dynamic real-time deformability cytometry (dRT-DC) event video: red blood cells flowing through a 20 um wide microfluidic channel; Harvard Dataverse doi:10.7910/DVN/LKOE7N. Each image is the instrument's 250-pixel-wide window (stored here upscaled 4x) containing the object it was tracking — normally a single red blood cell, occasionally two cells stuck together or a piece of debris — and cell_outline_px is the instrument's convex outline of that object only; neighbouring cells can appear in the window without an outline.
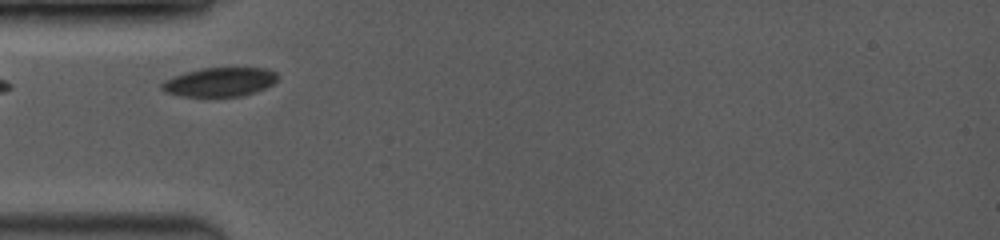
{"species": "common noctule bat (a hibernating species)", "species_latin": "Nyctalus noctula", "temperature_condition": "room temperature", "stored_images_in_passage": 14, "camera_frame_rate_fps": 3500, "um_per_image_px": 0.085, "animal": {"sex": "female", "body_mass_g": 19.0, "forearm_length_mm": 53.3}, "frame": {"image": 1, "passage_image": 1, "time_ms": 0.0, "image_size_px": [1000, 240], "cell_outline_px": [[276, 80], [272, 84], [264, 88], [244, 96], [184, 96], [168, 92], [160, 88], [160, 84], [164, 80], [200, 68], [264, 68], [276, 72]], "centroid_in_image_um": [18.68, 6.97], "position_along_channel_um": 66.3, "area_um2": 19.19}}
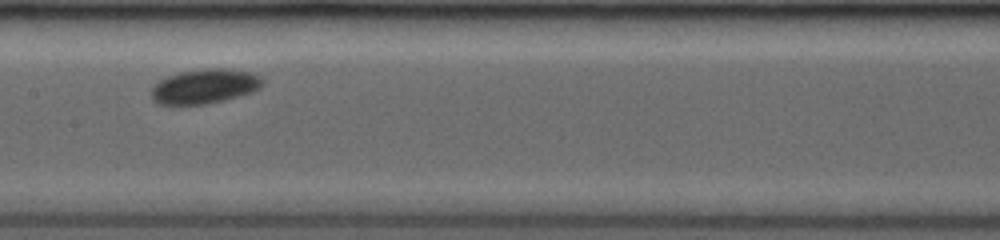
{"frame": {"image": 2, "passage_image": 7, "time_ms": 3.143, "image_size_px": [1000, 240], "cell_outline_px": [[264, 84], [260, 88], [252, 92], [224, 100], [204, 104], [156, 104], [152, 100], [152, 88], [160, 80], [168, 76], [180, 72], [204, 68], [228, 68], [248, 72], [260, 76], [264, 80]], "centroid_in_image_um": [17.42, 7.33], "position_along_channel_um": 190.0, "area_um2": 22.37}}
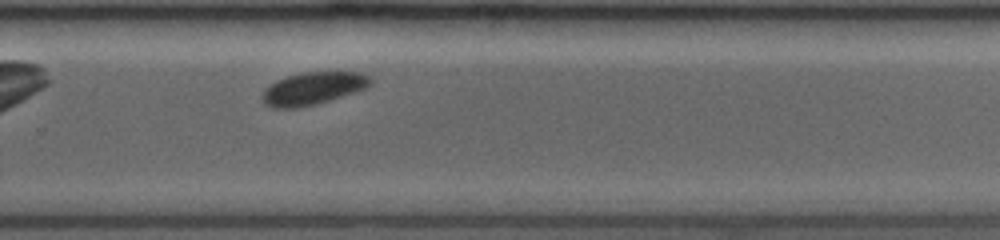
{"frame": {"image": 3, "passage_image": 14, "time_ms": 6.0, "image_size_px": [1000, 240], "cell_outline_px": [[372, 84], [364, 88], [316, 104], [296, 108], [272, 108], [264, 104], [260, 96], [264, 88], [276, 80], [300, 72], [364, 72], [372, 76]], "centroid_in_image_um": [26.56, 7.5], "position_along_channel_um": 303.2, "area_um2": 20.63}}